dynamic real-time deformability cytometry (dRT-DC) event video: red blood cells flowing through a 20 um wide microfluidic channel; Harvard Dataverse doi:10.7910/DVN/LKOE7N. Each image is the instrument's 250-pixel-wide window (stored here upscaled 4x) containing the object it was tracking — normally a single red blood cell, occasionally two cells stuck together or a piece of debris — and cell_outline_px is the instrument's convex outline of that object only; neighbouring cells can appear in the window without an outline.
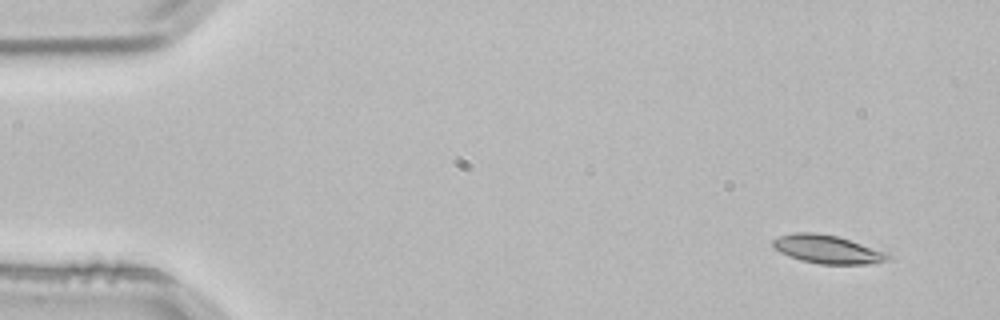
{"species": "common noctule bat (a hibernating species)", "species_latin": "Nyctalus noctula", "temperature_condition": "room temperature", "stored_images_in_passage": 4, "segment_of_instrument_passage": [1, 2], "camera_frame_rate_fps": 3000, "um_per_image_px": 0.085, "animal": {"sex": "male", "body_mass_g": 21.5, "forearm_length_mm": 52.0}, "frame": {"image": 1, "passage_image": 1, "time_ms": 0.0, "image_size_px": [1000, 320], "cell_outline_px": [[892, 256], [884, 260], [868, 264], [820, 264], [800, 260], [788, 256], [780, 252], [772, 244], [772, 240], [780, 236], [792, 232], [816, 232], [836, 236], [888, 252]], "centroid_in_image_um": [70.3, 21.18], "position_along_channel_um": 14.7, "area_um2": 18.9}}
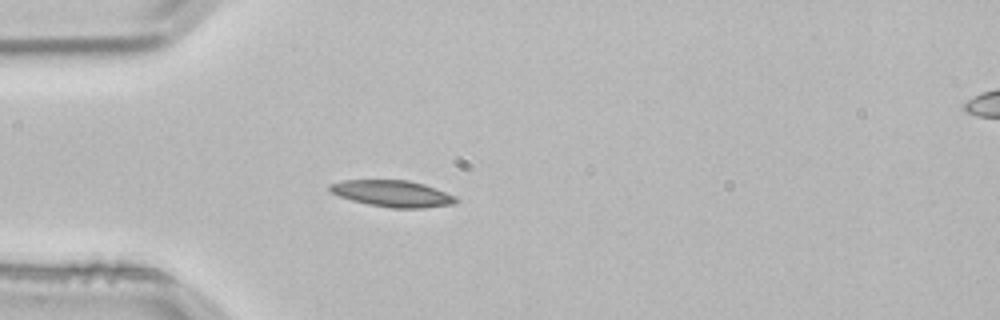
{"frame": {"image": 2, "passage_image": 3, "time_ms": 0.667, "image_size_px": [1000, 320], "cell_outline_px": [[460, 200], [456, 204], [424, 208], [392, 208], [368, 204], [352, 200], [340, 196], [332, 192], [328, 188], [328, 184], [340, 180], [408, 180], [424, 184], [436, 188], [456, 196]], "centroid_in_image_um": [33.4, 16.45], "position_along_channel_um": 51.6, "area_um2": 19.65}}